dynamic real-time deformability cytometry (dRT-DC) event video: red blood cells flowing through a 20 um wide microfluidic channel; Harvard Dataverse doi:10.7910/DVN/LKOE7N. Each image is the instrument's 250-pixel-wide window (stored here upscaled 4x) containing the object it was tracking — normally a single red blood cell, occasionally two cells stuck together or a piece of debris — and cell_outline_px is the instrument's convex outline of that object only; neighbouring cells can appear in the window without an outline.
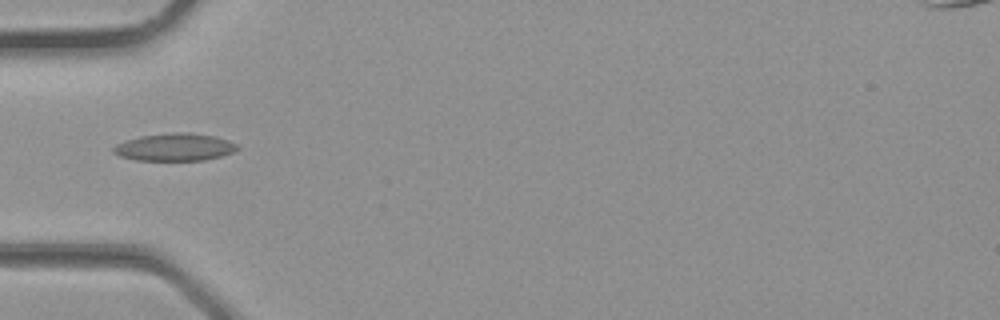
{"species": "common noctule bat (a hibernating species)", "species_latin": "Nyctalus noctula", "temperature_condition": "room temperature", "stored_images_in_passage": 31, "camera_frame_rate_fps": 3000, "um_per_image_px": 0.085, "animal": {"sex": "male", "body_mass_g": 23.1, "forearm_length_mm": 52.7}, "frame": {"image": 1, "passage_image": 9, "time_ms": 2.667, "image_size_px": [1000, 320], "cell_outline_px": [[240, 148], [232, 152], [220, 156], [204, 160], [136, 160], [120, 156], [112, 152], [112, 148], [116, 144], [140, 136], [172, 132], [188, 132], [216, 136], [228, 140], [236, 144]], "centroid_in_image_um": [14.85, 12.5], "position_along_channel_um": 70.1, "area_um2": 19.83}}
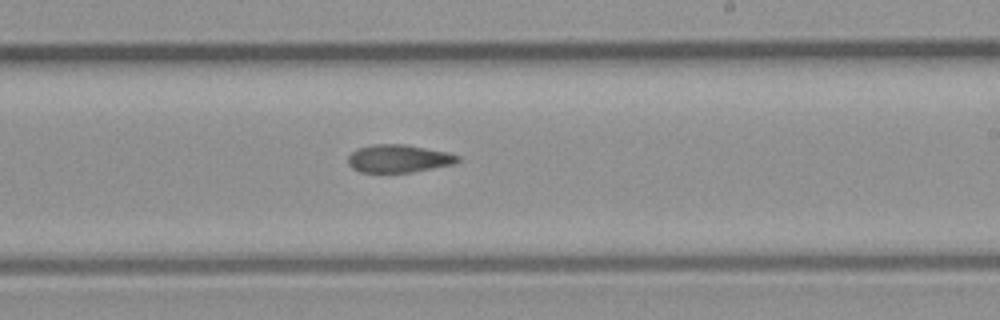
{"frame": {"image": 2, "passage_image": 18, "time_ms": 5.667, "image_size_px": [1000, 320], "cell_outline_px": [[460, 160], [452, 164], [412, 172], [360, 172], [352, 168], [348, 164], [348, 156], [356, 148], [372, 144], [404, 144], [448, 152], [460, 156]], "centroid_in_image_um": [33.85, 13.47], "position_along_channel_um": 255.1, "area_um2": 17.8}}
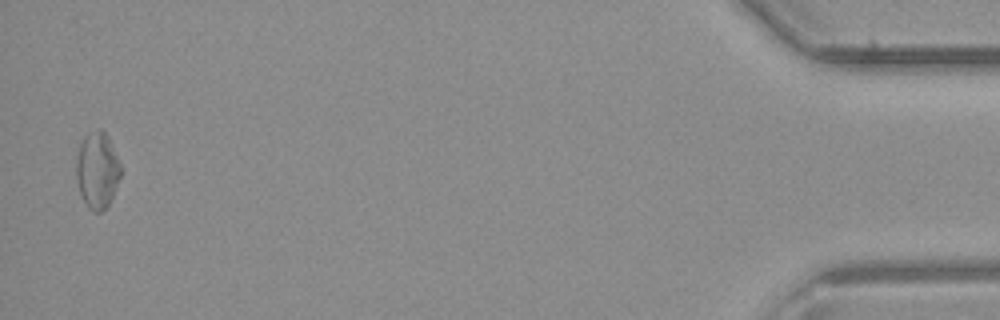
{"frame": {"image": 3, "passage_image": 31, "time_ms": 10.0, "image_size_px": [1000, 320], "cell_outline_px": [[120, 176], [112, 196], [108, 204], [100, 212], [92, 212], [88, 208], [80, 196], [76, 180], [76, 160], [80, 144], [84, 136], [88, 132], [96, 128], [100, 128], [108, 136], [120, 164]], "centroid_in_image_um": [8.23, 14.46], "position_along_channel_um": 427.0, "area_um2": 19.83}}